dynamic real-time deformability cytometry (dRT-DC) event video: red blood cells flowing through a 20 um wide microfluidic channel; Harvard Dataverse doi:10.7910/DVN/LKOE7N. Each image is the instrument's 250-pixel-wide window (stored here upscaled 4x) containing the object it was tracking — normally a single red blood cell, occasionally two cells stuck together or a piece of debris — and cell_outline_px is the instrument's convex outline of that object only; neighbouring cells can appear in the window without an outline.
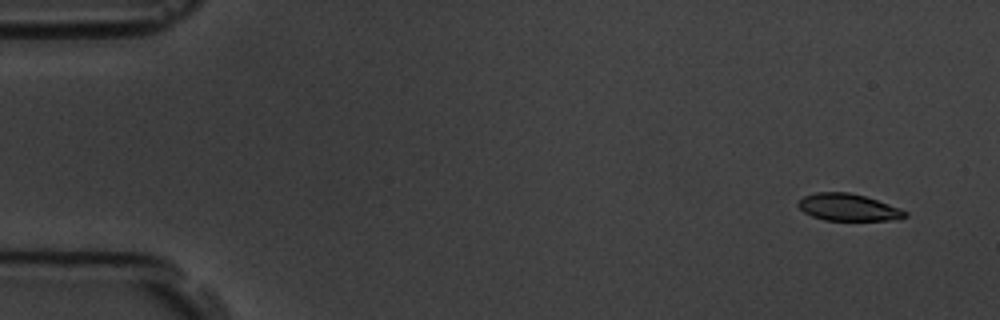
{"species": "common noctule bat (a hibernating species)", "species_latin": "Nyctalus noctula", "temperature_condition": "room temperature", "stored_images_in_passage": 4, "camera_frame_rate_fps": 3000, "um_per_image_px": 0.085, "animal": {"sex": "male", "body_mass_g": 19.5, "forearm_length_mm": 54.6}, "frame": {"image": 1, "passage_image": 1, "time_ms": 0.0, "image_size_px": [1000, 320], "cell_outline_px": [[908, 216], [888, 220], [824, 220], [812, 216], [804, 212], [796, 204], [804, 196], [816, 192], [848, 192], [864, 196], [900, 208], [908, 212]], "centroid_in_image_um": [72.08, 17.62], "position_along_channel_um": 12.9, "area_um2": 16.65}}
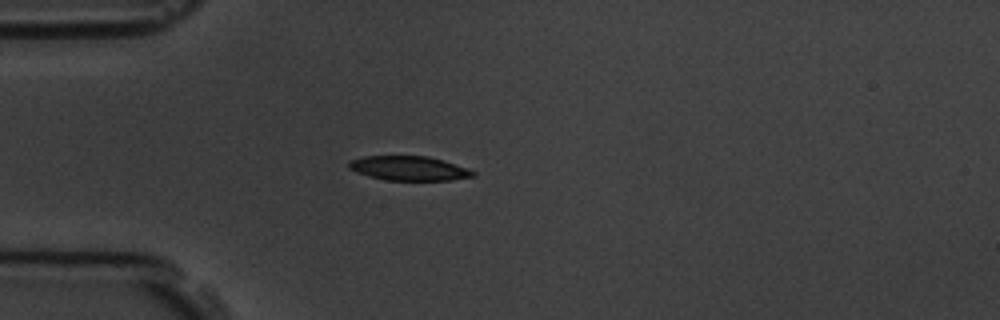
{"frame": {"image": 2, "passage_image": 4, "time_ms": 4.0, "image_size_px": [1000, 320], "cell_outline_px": [[476, 176], [452, 180], [384, 180], [356, 172], [348, 168], [348, 160], [364, 156], [428, 156], [444, 160], [468, 168], [476, 172]], "centroid_in_image_um": [34.77, 14.3], "position_along_channel_um": 50.2, "area_um2": 17.8}}